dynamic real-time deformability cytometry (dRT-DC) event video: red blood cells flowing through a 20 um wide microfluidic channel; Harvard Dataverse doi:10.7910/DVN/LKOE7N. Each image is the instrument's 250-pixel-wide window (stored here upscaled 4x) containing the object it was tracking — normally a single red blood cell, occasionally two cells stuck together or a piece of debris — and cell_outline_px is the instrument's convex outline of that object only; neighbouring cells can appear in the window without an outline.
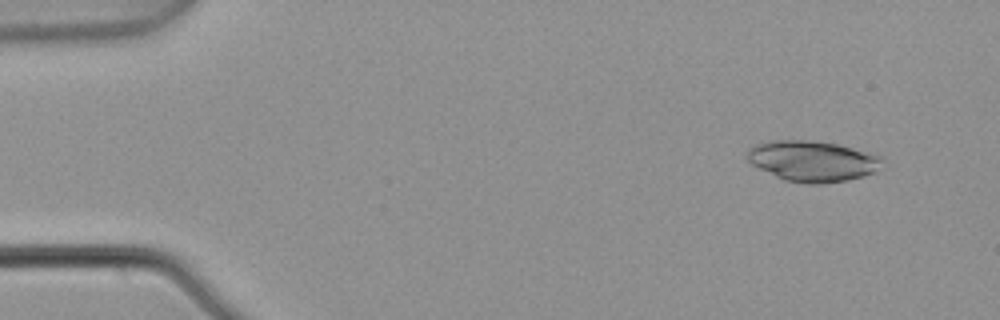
{"species": "common noctule bat (a hibernating species)", "species_latin": "Nyctalus noctula", "temperature_condition": "warm", "stored_images_in_passage": 4, "camera_frame_rate_fps": 3000, "um_per_image_px": 0.085, "animal": {"sex": "male", "body_mass_g": 21.5, "forearm_length_mm": 52.0}, "frame": {"image": 1, "passage_image": 2, "time_ms": 0.333, "image_size_px": [1000, 320], "cell_outline_px": [[884, 156], [872, 172], [864, 176], [848, 180], [824, 184], [808, 184], [784, 180], [752, 164], [748, 160], [748, 148], [756, 144], [772, 140], [808, 140], [836, 144]], "centroid_in_image_um": [69.04, 13.69], "position_along_channel_um": 16.0, "area_um2": 31.67}}